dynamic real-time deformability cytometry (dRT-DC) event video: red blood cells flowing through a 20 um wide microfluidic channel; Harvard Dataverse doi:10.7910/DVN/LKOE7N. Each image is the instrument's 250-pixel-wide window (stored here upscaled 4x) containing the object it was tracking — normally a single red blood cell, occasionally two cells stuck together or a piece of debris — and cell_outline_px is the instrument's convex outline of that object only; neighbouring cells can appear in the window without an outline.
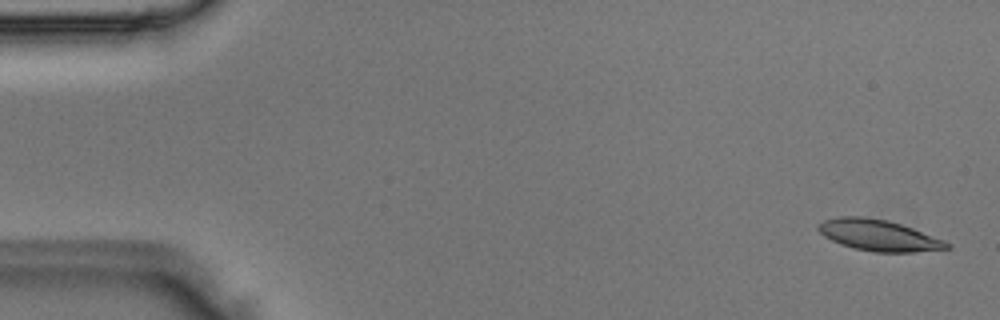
{"species": "Egyptian fruit bat (a non-hibernating species)", "species_latin": "Rousettus aegyptiacus", "temperature_condition": "room temperature", "stored_images_in_passage": 5, "segment_of_instrument_passage": [1, 2], "camera_frame_rate_fps": 3000, "um_per_image_px": 0.085, "animal": {"sex": "male"}, "frame": {"image": 1, "passage_image": 1, "time_ms": 0.0, "image_size_px": [1000, 320], "cell_outline_px": [[952, 248], [916, 252], [876, 252], [852, 248], [840, 244], [824, 236], [816, 228], [816, 224], [824, 220], [840, 216], [864, 216], [888, 220], [912, 228], [944, 240], [952, 244]], "centroid_in_image_um": [74.67, 20.0], "position_along_channel_um": 10.3, "area_um2": 23.47}}
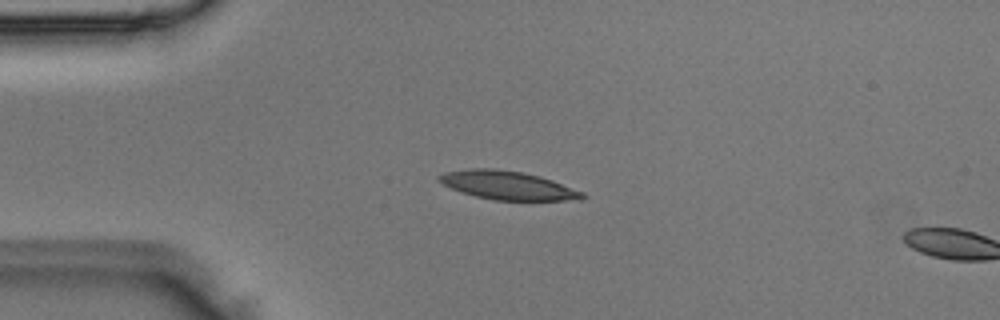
{"frame": {"image": 2, "passage_image": 4, "time_ms": 1.0, "image_size_px": [1000, 320], "cell_outline_px": [[588, 196], [580, 200], [492, 200], [476, 196], [452, 188], [436, 180], [436, 176], [444, 172], [468, 168], [496, 168], [520, 172], [540, 176], [552, 180], [584, 192]], "centroid_in_image_um": [43.16, 15.75], "position_along_channel_um": 41.8, "area_um2": 23.87}}